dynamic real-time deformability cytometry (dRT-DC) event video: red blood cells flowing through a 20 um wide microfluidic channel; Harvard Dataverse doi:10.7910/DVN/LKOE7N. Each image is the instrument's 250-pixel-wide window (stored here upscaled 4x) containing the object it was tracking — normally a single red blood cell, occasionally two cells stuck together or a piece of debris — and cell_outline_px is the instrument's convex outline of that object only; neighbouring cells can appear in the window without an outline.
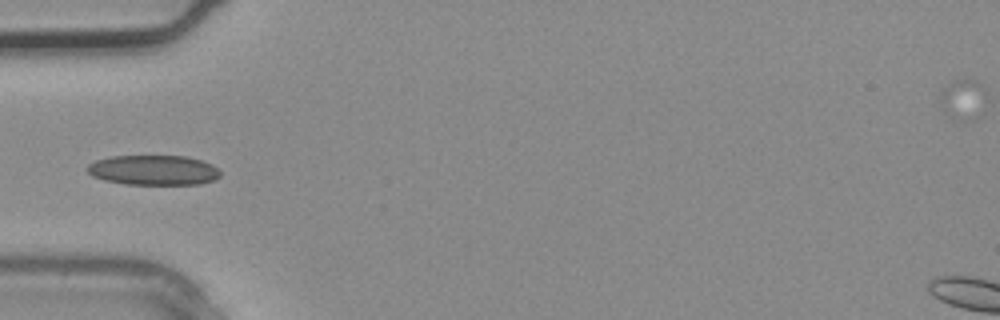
{"species": "common noctule bat (a hibernating species)", "species_latin": "Nyctalus noctula", "temperature_condition": "warm", "stored_images_in_passage": 3, "camera_frame_rate_fps": 3000, "um_per_image_px": 0.085, "animal": {"sex": "male", "body_mass_g": 20.4}, "frame": {"image": 1, "passage_image": 3, "time_ms": 0.667, "image_size_px": [1000, 320], "cell_outline_px": [[220, 176], [212, 180], [200, 184], [128, 184], [108, 180], [92, 176], [84, 168], [88, 164], [96, 160], [112, 156], [184, 156], [200, 160], [212, 164], [220, 172]], "centroid_in_image_um": [13.03, 14.45], "position_along_channel_um": 72.0, "area_um2": 23.0}}